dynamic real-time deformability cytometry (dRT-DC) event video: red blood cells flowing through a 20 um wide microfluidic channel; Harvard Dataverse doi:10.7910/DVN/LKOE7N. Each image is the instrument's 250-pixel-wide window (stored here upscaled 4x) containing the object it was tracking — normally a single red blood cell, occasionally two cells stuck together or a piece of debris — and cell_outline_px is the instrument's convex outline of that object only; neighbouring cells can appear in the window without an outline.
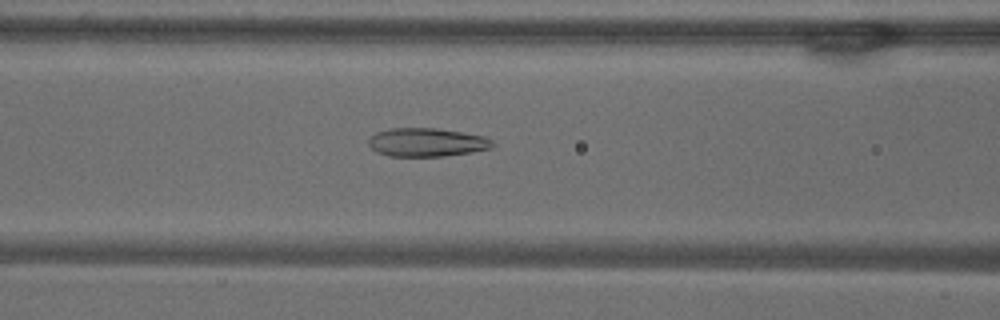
{"species": "common noctule bat (a hibernating species)", "species_latin": "Nyctalus noctula", "temperature_condition": "warm", "stored_images_in_passage": 41, "camera_frame_rate_fps": 3000, "um_per_image_px": 0.085, "animal": {"sex": "male", "body_mass_g": 18.8}, "frame": {"image": 1, "passage_image": 14, "time_ms": 4.333, "image_size_px": [1000, 320], "cell_outline_px": [[492, 148], [472, 152], [444, 156], [388, 156], [376, 152], [368, 144], [368, 140], [376, 132], [388, 128], [436, 128], [484, 136], [492, 140]], "centroid_in_image_um": [36.24, 12.1], "position_along_channel_um": 130.4, "area_um2": 20.58}}
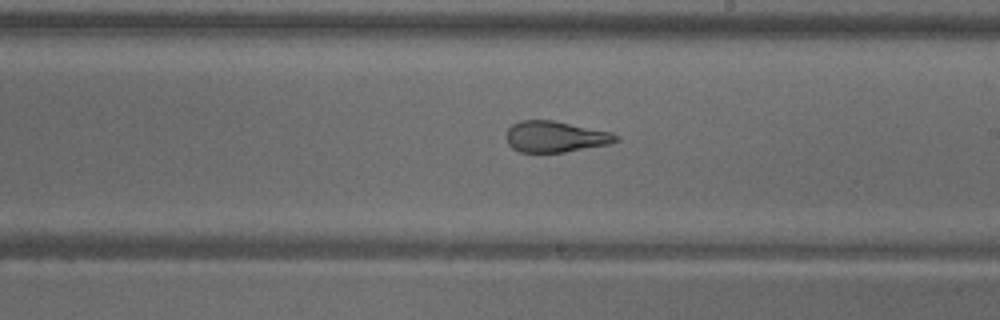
{"frame": {"image": 2, "passage_image": 23, "time_ms": 7.333, "image_size_px": [1000, 320], "cell_outline_px": [[620, 140], [608, 144], [564, 152], [520, 152], [512, 148], [508, 144], [504, 136], [508, 128], [512, 124], [520, 120], [552, 120], [612, 132], [620, 136]], "centroid_in_image_um": [47.18, 11.61], "position_along_channel_um": 241.8, "area_um2": 20.0}}
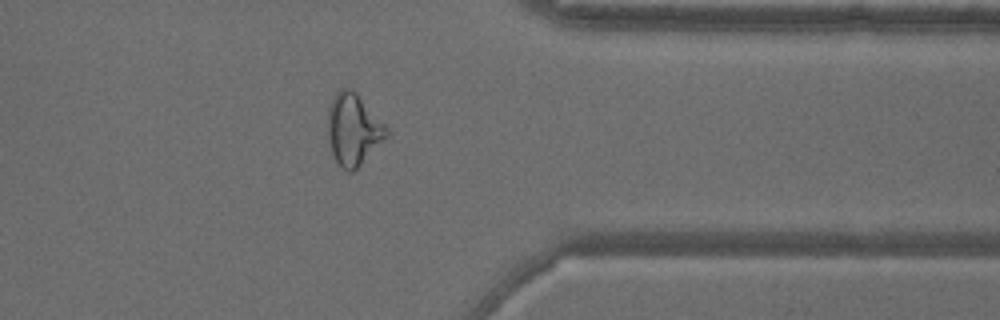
{"frame": {"image": 3, "passage_image": 35, "time_ms": 11.333, "image_size_px": [1000, 320], "cell_outline_px": [[388, 136], [352, 172], [348, 172], [340, 168], [332, 156], [328, 144], [328, 108], [332, 96], [340, 88], [352, 88], [356, 92], [388, 128]], "centroid_in_image_um": [29.99, 11.0], "position_along_channel_um": 381.4, "area_um2": 24.62}, "authors_computed_cell_mechanics": {"area_um2": 21.8484, "velocity_mm_per_s": 3.7177, "shape_relaxation_time_tau1_ms": null, "shape_relaxation_time_tau2_ms": 1.7431, "deformation_change_tau1": null, "deformation_change_tau2": 0.0949}}